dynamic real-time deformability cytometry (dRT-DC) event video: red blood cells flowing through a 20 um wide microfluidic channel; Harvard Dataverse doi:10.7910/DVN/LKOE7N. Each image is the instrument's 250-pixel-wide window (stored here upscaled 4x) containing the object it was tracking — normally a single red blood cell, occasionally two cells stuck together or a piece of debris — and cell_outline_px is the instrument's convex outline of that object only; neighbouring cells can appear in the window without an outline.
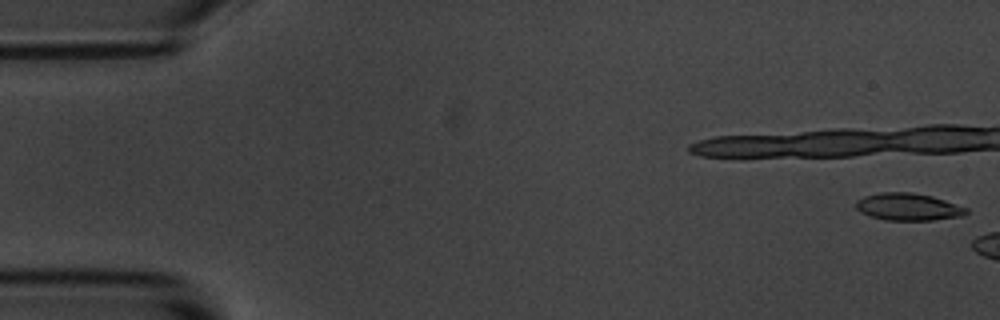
{"species": "common noctule bat (a hibernating species)", "species_latin": "Nyctalus noctula", "temperature_condition": "room temperature", "stored_images_in_passage": 3, "camera_frame_rate_fps": 3000, "um_per_image_px": 0.085, "animal": {"sex": "male", "body_mass_g": 20.1, "forearm_length_mm": 53.5}, "frame": {"image": 1, "passage_image": 1, "time_ms": 0.0, "image_size_px": [1000, 320], "cell_outline_px": [[968, 212], [964, 216], [932, 220], [884, 220], [860, 212], [856, 208], [856, 200], [864, 196], [880, 192], [912, 192], [932, 196], [968, 208]], "centroid_in_image_um": [77.2, 17.58], "position_along_channel_um": 7.8, "area_um2": 17.57}}